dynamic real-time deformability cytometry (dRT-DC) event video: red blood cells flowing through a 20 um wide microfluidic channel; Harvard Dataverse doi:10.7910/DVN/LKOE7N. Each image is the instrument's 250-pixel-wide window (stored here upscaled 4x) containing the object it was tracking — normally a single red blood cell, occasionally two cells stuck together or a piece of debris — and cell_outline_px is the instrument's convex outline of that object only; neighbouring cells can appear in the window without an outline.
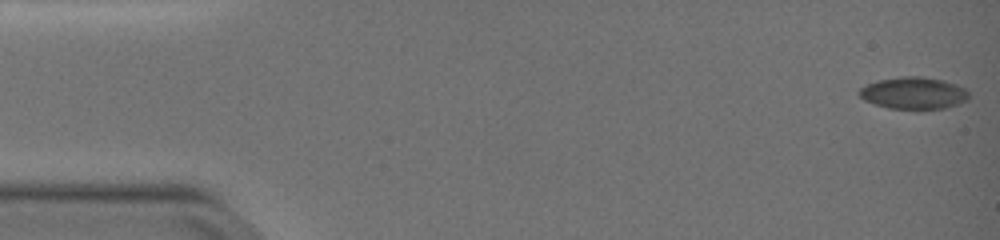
{"species": "common noctule bat (a hibernating species)", "species_latin": "Nyctalus noctula", "temperature_condition": "warm", "stored_images_in_passage": 52, "camera_frame_rate_fps": 3000, "um_per_image_px": 0.085, "animal": {"sex": "female", "body_mass_g": 19.0, "forearm_length_mm": 51.5}, "frame": {"image": 1, "passage_image": 1, "time_ms": 0.0, "image_size_px": [1000, 240], "cell_outline_px": [[968, 100], [944, 108], [888, 108], [864, 100], [856, 92], [860, 88], [868, 84], [880, 80], [900, 76], [924, 76], [944, 80], [956, 84], [964, 88], [968, 92]], "centroid_in_image_um": [77.65, 7.89], "position_along_channel_um": 7.4, "area_um2": 20.23}}
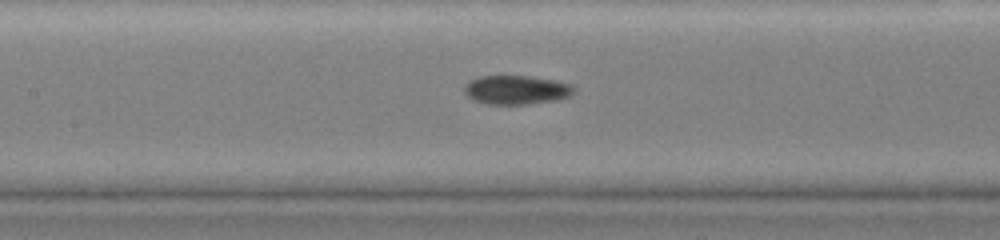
{"frame": {"image": 2, "passage_image": 25, "time_ms": 8.0, "image_size_px": [1000, 240], "cell_outline_px": [[576, 92], [572, 96], [556, 100], [528, 104], [488, 104], [476, 100], [468, 96], [464, 92], [464, 84], [468, 80], [480, 76], [532, 76], [556, 80], [572, 84], [576, 88]], "centroid_in_image_um": [43.94, 7.63], "position_along_channel_um": 163.5, "area_um2": 18.79}}
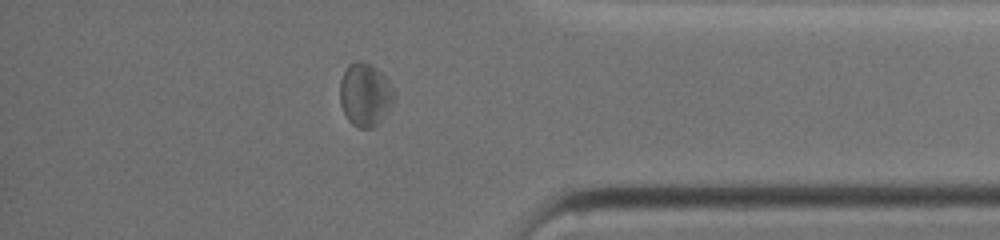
{"frame": {"image": 3, "passage_image": 45, "time_ms": 14.667, "image_size_px": [1000, 240], "cell_outline_px": [[396, 96], [392, 104], [380, 120], [372, 128], [360, 128], [352, 124], [348, 120], [340, 104], [340, 80], [348, 64], [356, 60], [360, 60], [372, 64], [384, 76], [392, 88]], "centroid_in_image_um": [31.01, 8.02], "position_along_channel_um": 404.2, "area_um2": 19.83}, "authors_computed_cell_mechanics": {"area_um2": 19.2474, "velocity_mm_per_s": 3.7267, "shape_relaxation_time_tau1_ms": 9.35, "shape_relaxation_time_tau2_ms": 2.3802, "deformation_change_tau1": 0.248, "deformation_change_tau2": 0.0606}}